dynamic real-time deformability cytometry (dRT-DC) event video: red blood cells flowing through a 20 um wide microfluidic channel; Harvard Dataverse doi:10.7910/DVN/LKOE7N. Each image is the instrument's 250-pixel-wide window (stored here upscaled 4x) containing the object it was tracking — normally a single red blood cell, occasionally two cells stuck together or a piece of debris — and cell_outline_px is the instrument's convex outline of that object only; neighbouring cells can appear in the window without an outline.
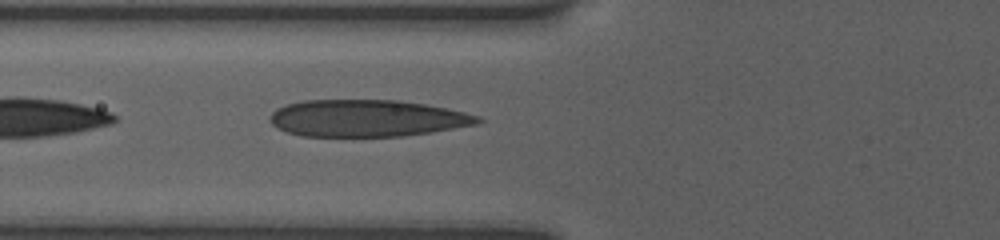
{"species": "human", "species_latin": "Homo sapiens", "temperature_condition": "room temperature", "stored_images_in_passage": 12, "camera_frame_rate_fps": 3000, "um_per_image_px": 0.085, "donor": {"sex": "female"}, "frame": {"image": 1, "passage_image": 12, "time_ms": 3.667, "image_size_px": [1000, 240], "cell_outline_px": [[484, 120], [476, 124], [432, 132], [404, 136], [300, 136], [288, 132], [272, 124], [272, 112], [276, 108], [288, 104], [304, 100], [400, 100], [424, 104], [464, 112], [480, 116]], "centroid_in_image_um": [31.22, 10.05], "position_along_channel_um": 94.6, "area_um2": 44.45}}